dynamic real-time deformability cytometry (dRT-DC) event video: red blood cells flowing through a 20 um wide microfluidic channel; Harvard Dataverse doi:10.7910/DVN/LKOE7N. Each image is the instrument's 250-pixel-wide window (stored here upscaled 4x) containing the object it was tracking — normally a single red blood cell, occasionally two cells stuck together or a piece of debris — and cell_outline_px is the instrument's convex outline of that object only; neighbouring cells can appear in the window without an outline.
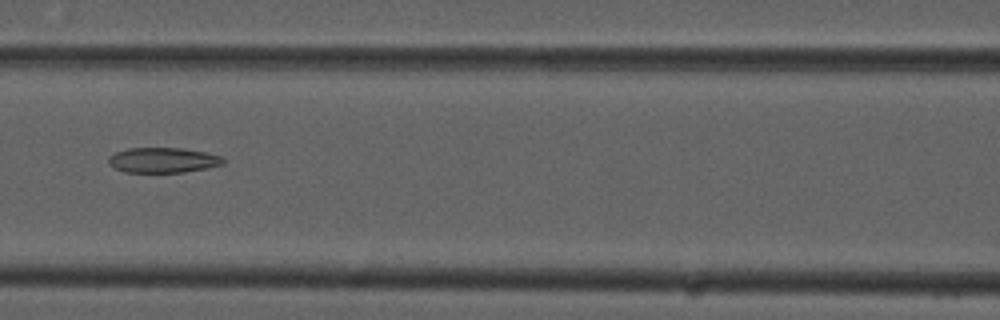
{"species": "common noctule bat (a hibernating species)", "species_latin": "Nyctalus noctula", "temperature_condition": "cold", "stored_images_in_passage": 6, "camera_frame_rate_fps": 3000, "um_per_image_px": 0.085, "animal": {"sex": "male", "forearm_length_mm": 52.5}, "frame": {"image": 1, "passage_image": 6, "time_ms": 1.667, "image_size_px": [1000, 320], "cell_outline_px": [[224, 164], [184, 172], [124, 172], [108, 164], [108, 156], [116, 152], [128, 148], [180, 148], [204, 152], [224, 156]], "centroid_in_image_um": [13.84, 13.61], "position_along_channel_um": 152.8, "area_um2": 16.76}}